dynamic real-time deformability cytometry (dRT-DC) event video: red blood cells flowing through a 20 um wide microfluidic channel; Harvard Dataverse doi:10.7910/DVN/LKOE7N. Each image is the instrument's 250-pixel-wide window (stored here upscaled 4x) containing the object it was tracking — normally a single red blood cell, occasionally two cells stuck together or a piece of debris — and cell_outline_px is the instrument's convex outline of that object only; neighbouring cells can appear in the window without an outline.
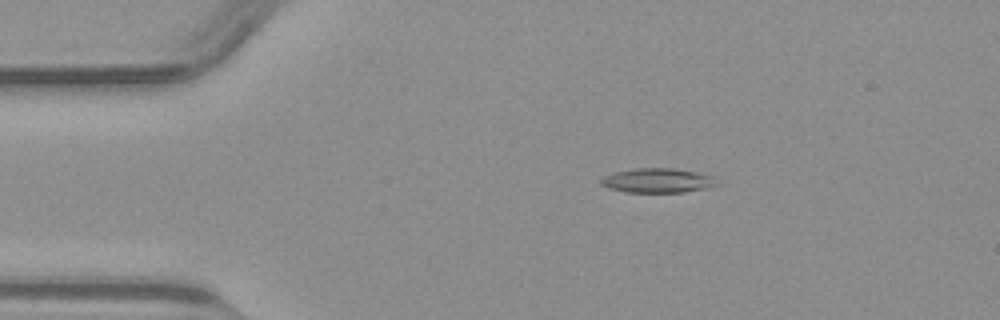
{"species": "common noctule bat (a hibernating species)", "species_latin": "Nyctalus noctula", "temperature_condition": "warm", "stored_images_in_passage": 50, "camera_frame_rate_fps": 3000, "um_per_image_px": 0.085, "animal": {"sex": "male", "body_mass_g": 23.1, "forearm_length_mm": 52.7}, "frame": {"image": 1, "passage_image": 9, "time_ms": 2.667, "image_size_px": [1000, 320], "cell_outline_px": [[724, 184], [708, 188], [684, 192], [624, 192], [608, 188], [600, 184], [600, 180], [604, 176], [616, 172], [636, 168], [676, 168], [696, 172], [712, 176]], "centroid_in_image_um": [55.96, 15.35], "position_along_channel_um": 29.0, "area_um2": 16.76}}
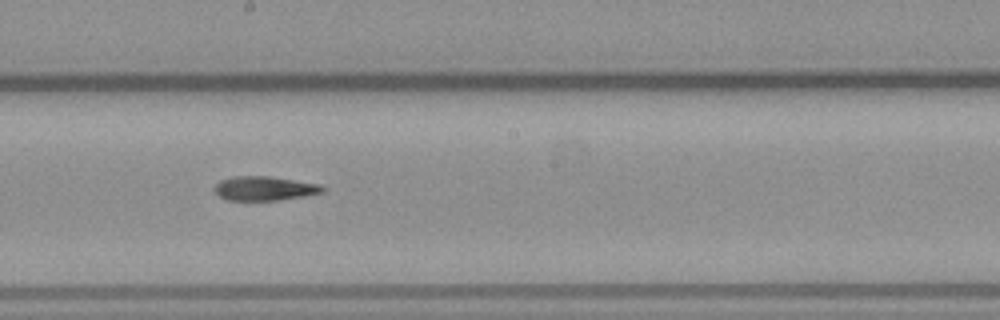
{"frame": {"image": 2, "passage_image": 27, "time_ms": 8.667, "image_size_px": [1000, 320], "cell_outline_px": [[328, 188], [324, 192], [304, 196], [280, 200], [228, 200], [220, 196], [212, 188], [220, 180], [232, 176], [268, 176], [320, 184]], "centroid_in_image_um": [22.5, 16.01], "position_along_channel_um": 225.7, "area_um2": 15.32}}
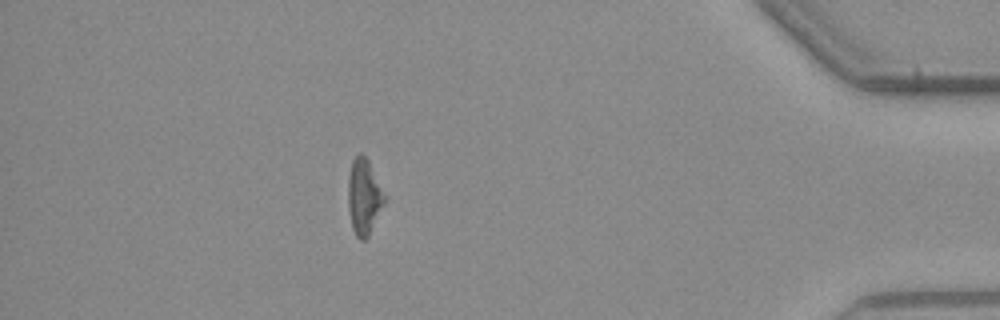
{"frame": {"image": 3, "passage_image": 44, "time_ms": 14.333, "image_size_px": [1000, 320], "cell_outline_px": [[384, 204], [368, 236], [364, 240], [360, 240], [356, 236], [352, 228], [348, 208], [348, 176], [352, 160], [360, 152], [368, 160], [384, 196]], "centroid_in_image_um": [30.89, 16.74], "position_along_channel_um": 404.3, "area_um2": 15.66}}